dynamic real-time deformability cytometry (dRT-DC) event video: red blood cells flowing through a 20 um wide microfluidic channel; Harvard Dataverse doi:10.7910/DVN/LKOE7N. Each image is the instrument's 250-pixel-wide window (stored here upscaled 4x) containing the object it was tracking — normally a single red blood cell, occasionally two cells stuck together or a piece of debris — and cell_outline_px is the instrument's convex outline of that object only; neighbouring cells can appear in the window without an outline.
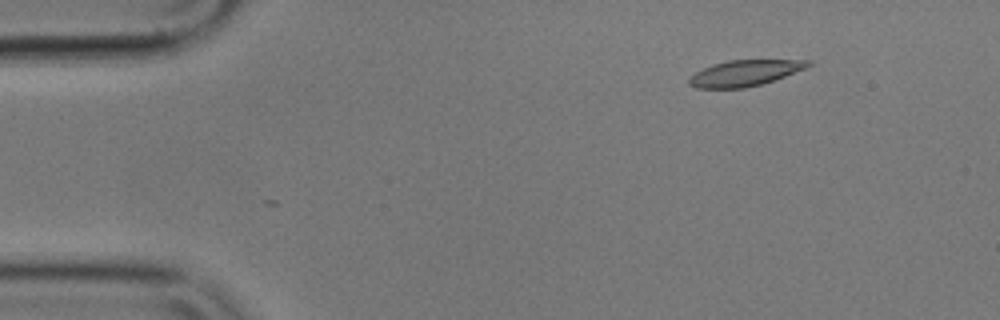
{"species": "common noctule bat (a hibernating species)", "species_latin": "Nyctalus noctula", "temperature_condition": "cold", "stored_images_in_passage": 7, "camera_frame_rate_fps": 3000, "um_per_image_px": 0.085, "animal": {"sex": "male", "body_mass_g": 17.9}, "frame": {"image": 1, "passage_image": 7, "time_ms": 2.0, "image_size_px": [1000, 320], "cell_outline_px": [[812, 64], [804, 68], [784, 76], [760, 84], [744, 88], [696, 88], [688, 84], [688, 80], [696, 72], [712, 64], [728, 60], [812, 60]], "centroid_in_image_um": [63.27, 6.2], "position_along_channel_um": 21.7, "area_um2": 17.69}}